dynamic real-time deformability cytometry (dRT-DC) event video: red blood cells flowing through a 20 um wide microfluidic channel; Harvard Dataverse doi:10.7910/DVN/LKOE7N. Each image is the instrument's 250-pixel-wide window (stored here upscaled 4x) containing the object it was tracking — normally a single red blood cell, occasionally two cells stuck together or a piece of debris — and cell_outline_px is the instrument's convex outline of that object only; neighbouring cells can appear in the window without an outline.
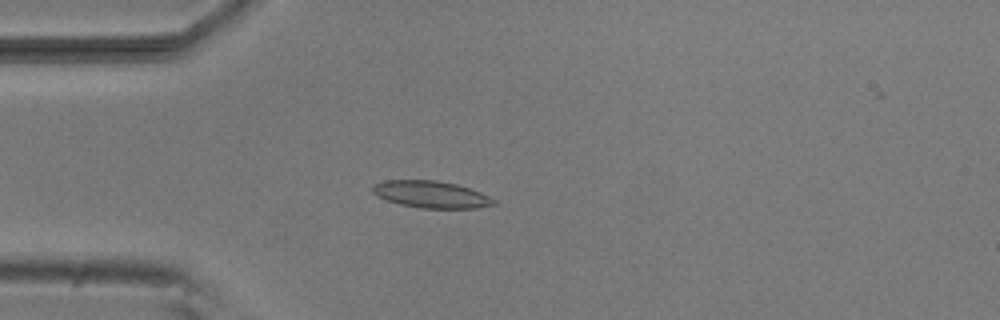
{"species": "common noctule bat (a hibernating species)", "species_latin": "Nyctalus noctula", "temperature_condition": "room temperature", "stored_images_in_passage": 52, "camera_frame_rate_fps": 3000, "um_per_image_px": 0.085, "animal": {"sex": "male", "body_mass_g": 20.5, "forearm_length_mm": 52.5}, "frame": {"image": 1, "passage_image": 13, "time_ms": 4.0, "image_size_px": [1000, 320], "cell_outline_px": [[496, 204], [476, 208], [420, 208], [400, 204], [376, 196], [372, 192], [372, 184], [384, 180], [436, 180], [456, 184], [480, 192], [496, 200]], "centroid_in_image_um": [36.61, 16.52], "position_along_channel_um": 48.4, "area_um2": 19.02}}
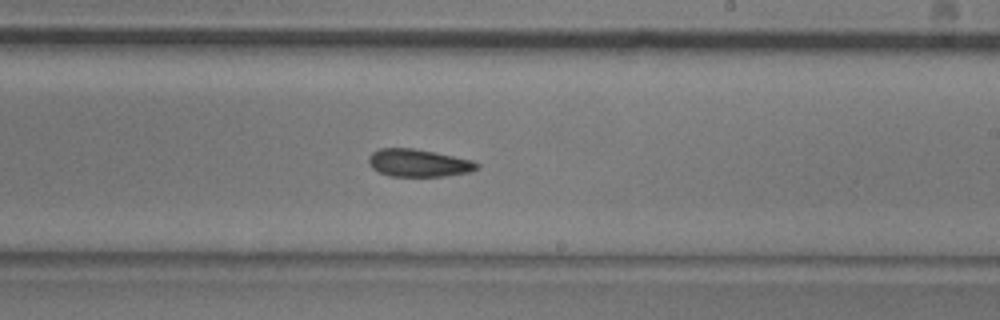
{"frame": {"image": 2, "passage_image": 30, "time_ms": 9.667, "image_size_px": [1000, 320], "cell_outline_px": [[480, 168], [468, 172], [444, 176], [392, 176], [380, 172], [372, 168], [368, 164], [368, 156], [372, 152], [380, 148], [412, 148], [472, 160], [480, 164]], "centroid_in_image_um": [35.55, 13.85], "position_along_channel_um": 253.4, "area_um2": 17.28}}
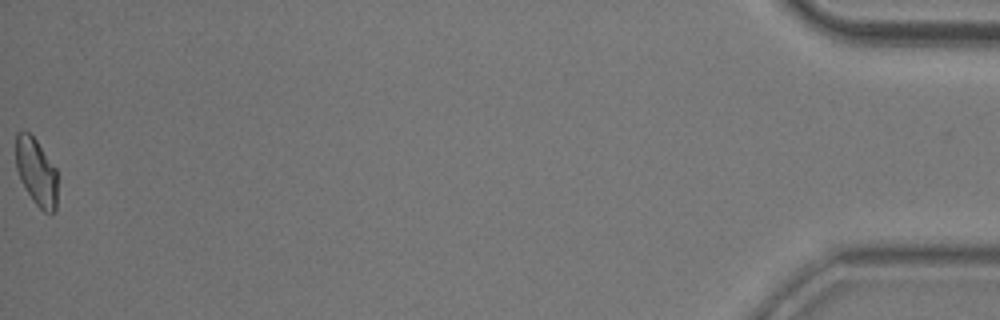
{"frame": {"image": 3, "passage_image": 52, "time_ms": 17.0, "image_size_px": [1000, 320], "cell_outline_px": [[56, 208], [52, 216], [44, 212], [32, 200], [20, 180], [16, 168], [16, 132], [24, 128], [36, 140], [56, 168]], "centroid_in_image_um": [3.07, 14.61], "position_along_channel_um": 432.1, "area_um2": 16.47}, "authors_computed_cell_mechanics": {"area_um2": 17.7446, "velocity_mm_per_s": 3.8245, "shape_relaxation_time_tau1_ms": 7.2309, "shape_relaxation_time_tau2_ms": 5.6416, "deformation_change_tau1": 0.1331, "deformation_change_tau2": 0.1305}}